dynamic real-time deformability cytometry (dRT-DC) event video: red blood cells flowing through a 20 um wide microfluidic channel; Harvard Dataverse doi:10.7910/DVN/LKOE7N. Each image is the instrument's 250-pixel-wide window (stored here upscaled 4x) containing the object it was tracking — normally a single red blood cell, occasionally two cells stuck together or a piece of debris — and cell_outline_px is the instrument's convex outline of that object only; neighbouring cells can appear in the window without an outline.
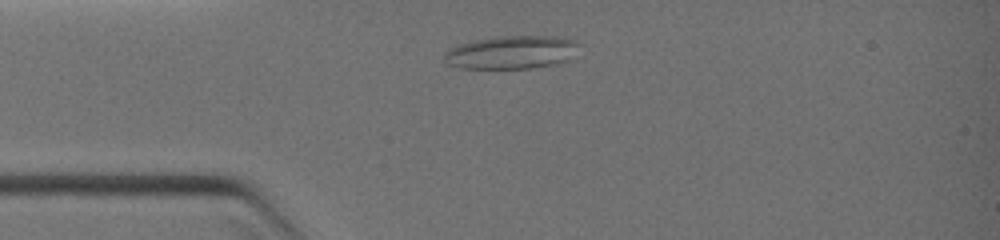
{"species": "common noctule bat (a hibernating species)", "species_latin": "Nyctalus noctula", "temperature_condition": "warm", "stored_images_in_passage": 8, "camera_frame_rate_fps": 3000, "um_per_image_px": 0.085, "animal": {"sex": "female", "body_mass_g": 19.0, "forearm_length_mm": 51.5}, "frame": {"image": 1, "passage_image": 5, "time_ms": 2.0, "image_size_px": [1000, 240], "cell_outline_px": [[580, 44], [572, 60], [556, 64], [532, 68], [460, 68], [448, 64], [444, 60], [444, 52], [448, 48], [472, 40], [496, 36], [552, 36], [576, 40]], "centroid_in_image_um": [43.5, 4.44], "position_along_channel_um": 41.5, "area_um2": 26.47}}
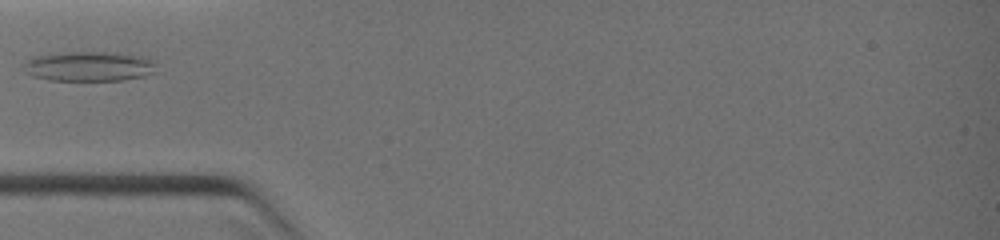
{"frame": {"image": 2, "passage_image": 7, "time_ms": 3.0, "image_size_px": [1000, 240], "cell_outline_px": [[156, 72], [144, 76], [124, 80], [52, 80], [32, 76], [24, 72], [20, 68], [28, 60], [40, 56], [64, 52], [104, 52], [140, 56], [152, 60], [156, 64]], "centroid_in_image_um": [7.57, 5.65], "position_along_channel_um": 77.4, "area_um2": 22.89}}